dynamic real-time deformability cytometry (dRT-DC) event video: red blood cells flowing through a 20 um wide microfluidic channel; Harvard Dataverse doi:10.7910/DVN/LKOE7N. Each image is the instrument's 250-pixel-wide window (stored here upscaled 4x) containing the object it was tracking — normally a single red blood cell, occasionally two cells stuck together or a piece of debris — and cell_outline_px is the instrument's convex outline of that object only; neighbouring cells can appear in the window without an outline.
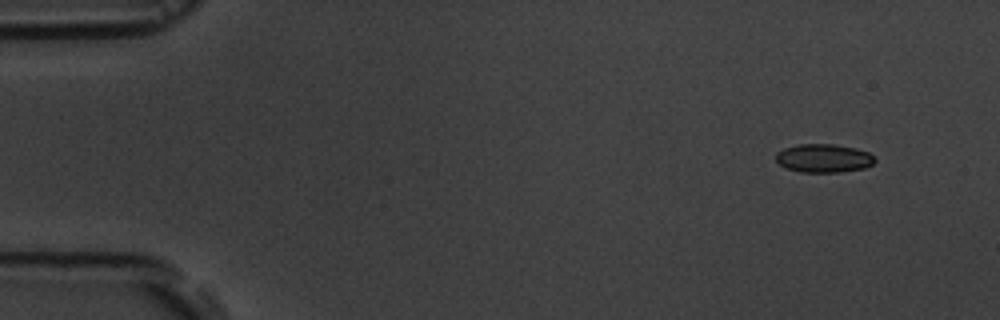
{"species": "common noctule bat (a hibernating species)", "species_latin": "Nyctalus noctula", "temperature_condition": "room temperature", "stored_images_in_passage": 16, "camera_frame_rate_fps": 3000, "um_per_image_px": 0.085, "animal": {"sex": "male", "body_mass_g": 19.5, "forearm_length_mm": 54.6}, "frame": {"image": 1, "passage_image": 1, "time_ms": 0.0, "image_size_px": [1000, 320], "cell_outline_px": [[876, 160], [872, 164], [864, 168], [840, 172], [800, 172], [784, 168], [776, 160], [776, 152], [784, 148], [800, 144], [832, 144], [856, 148], [868, 152], [876, 156]], "centroid_in_image_um": [70.02, 13.45], "position_along_channel_um": 15.0, "area_um2": 16.53}}
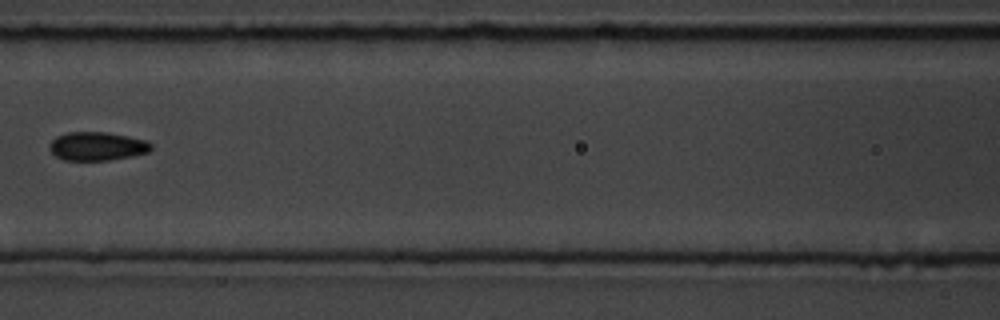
{"frame": {"image": 2, "passage_image": 7, "time_ms": 7.0, "image_size_px": [1000, 320], "cell_outline_px": [[152, 148], [148, 152], [132, 156], [108, 160], [64, 160], [56, 156], [52, 152], [48, 144], [56, 136], [68, 132], [108, 132], [148, 140], [152, 144]], "centroid_in_image_um": [8.27, 12.42], "position_along_channel_um": 158.3, "area_um2": 16.99}}
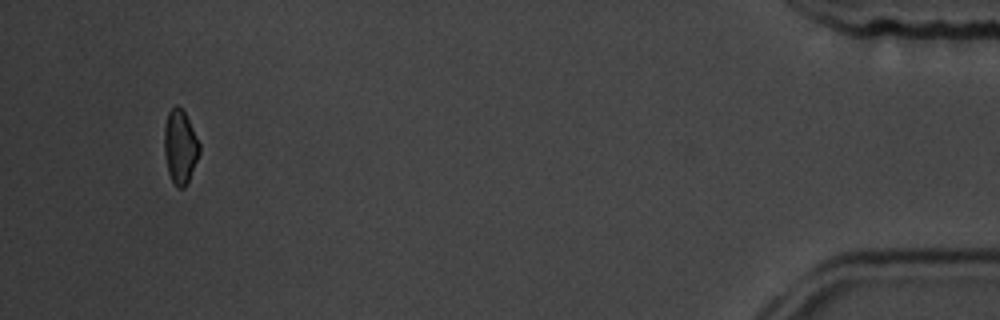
{"frame": {"image": 3, "passage_image": 15, "time_ms": 16.333, "image_size_px": [1000, 320], "cell_outline_px": [[200, 152], [188, 184], [184, 188], [176, 188], [168, 172], [164, 152], [164, 124], [168, 112], [176, 104], [184, 112], [200, 144]], "centroid_in_image_um": [15.3, 12.51], "position_along_channel_um": 419.9, "area_um2": 15.2}, "authors_computed_cell_mechanics": {"area_um2": 16.5886, "velocity_mm_per_s": 3.6293, "shape_relaxation_time_tau1_ms": null, "shape_relaxation_time_tau2_ms": 1.8861, "deformation_change_tau1": null, "deformation_change_tau2": 0.0779}}